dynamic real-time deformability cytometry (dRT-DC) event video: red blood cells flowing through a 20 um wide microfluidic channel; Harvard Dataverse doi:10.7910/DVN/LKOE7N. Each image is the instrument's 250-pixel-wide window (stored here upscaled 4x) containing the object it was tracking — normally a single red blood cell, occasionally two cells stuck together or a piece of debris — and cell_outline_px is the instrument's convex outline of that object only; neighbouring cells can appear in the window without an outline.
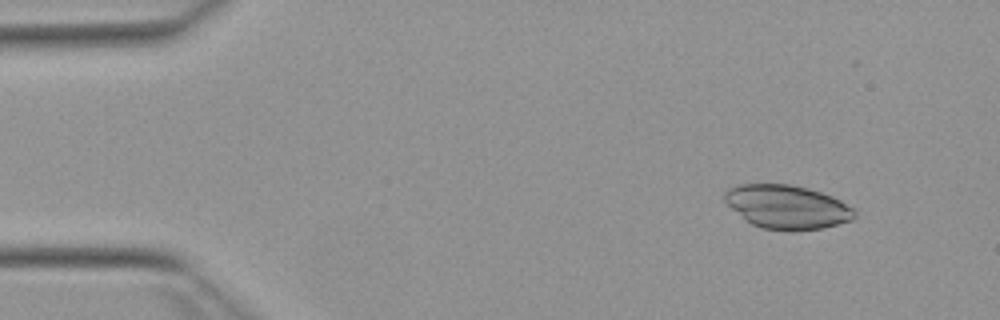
{"species": "Egyptian fruit bat (a non-hibernating species)", "species_latin": "Rousettus aegyptiacus", "temperature_condition": "warm", "stored_images_in_passage": 51, "camera_frame_rate_fps": 3000, "um_per_image_px": 0.085, "animal": {"sex": "female"}, "frame": {"image": 1, "passage_image": 5, "time_ms": 1.333, "image_size_px": [1000, 320], "cell_outline_px": [[856, 216], [852, 220], [820, 228], [764, 228], [752, 224], [732, 208], [724, 200], [724, 192], [728, 188], [740, 184], [792, 184], [808, 188], [832, 196], [856, 208]], "centroid_in_image_um": [66.93, 17.53], "position_along_channel_um": 18.1, "area_um2": 32.37}}
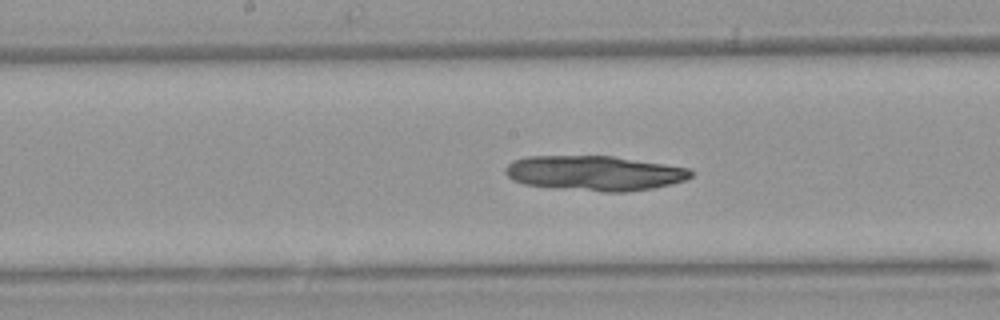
{"frame": {"image": 2, "passage_image": 26, "time_ms": 8.333, "image_size_px": [1000, 320], "cell_outline_px": [[692, 176], [684, 180], [652, 188], [624, 192], [604, 192], [552, 188], [524, 184], [512, 180], [504, 172], [504, 168], [512, 160], [528, 156], [612, 156], [688, 168], [692, 172]], "centroid_in_image_um": [50.46, 14.72], "position_along_channel_um": 197.7, "area_um2": 37.69}}
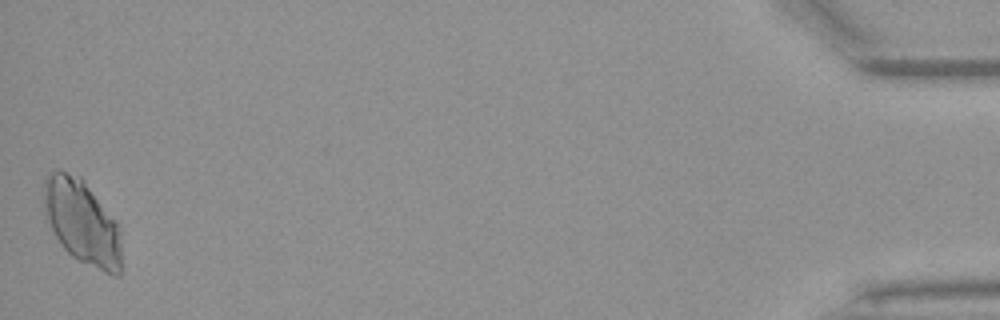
{"frame": {"image": 3, "passage_image": 51, "time_ms": 16.667, "image_size_px": [1000, 320], "cell_outline_px": [[120, 276], [112, 276], [72, 256], [60, 244], [44, 216], [44, 180], [52, 172], [64, 172], [80, 176], [84, 180], [116, 220], [120, 240]], "centroid_in_image_um": [6.97, 18.89], "position_along_channel_um": 428.2, "area_um2": 37.86}}